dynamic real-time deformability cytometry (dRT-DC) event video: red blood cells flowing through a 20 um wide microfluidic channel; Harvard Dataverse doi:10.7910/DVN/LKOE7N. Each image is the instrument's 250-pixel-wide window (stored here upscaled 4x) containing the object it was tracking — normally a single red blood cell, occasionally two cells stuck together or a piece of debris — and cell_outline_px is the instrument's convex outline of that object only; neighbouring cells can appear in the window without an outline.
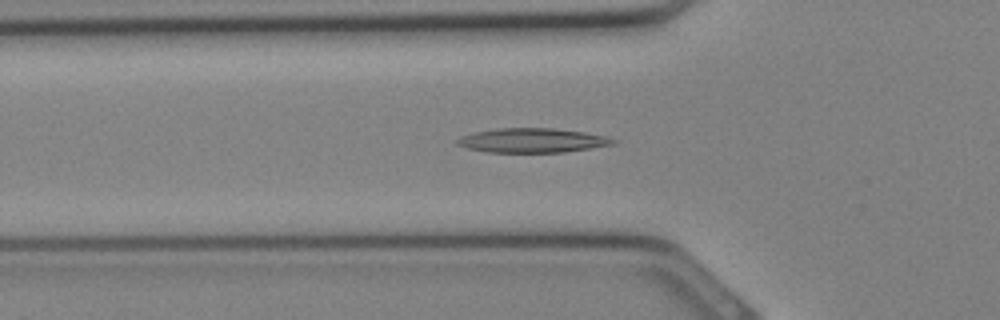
{"species": "Egyptian fruit bat (a non-hibernating species)", "species_latin": "Rousettus aegyptiacus", "temperature_condition": "cold", "stored_images_in_passage": 30, "camera_frame_rate_fps": 3000, "um_per_image_px": 0.085, "animal": {"sex": "female"}, "frame": {"image": 1, "passage_image": 9, "time_ms": 2.667, "image_size_px": [1000, 320], "cell_outline_px": [[616, 144], [592, 148], [564, 152], [488, 152], [468, 148], [456, 144], [456, 140], [460, 136], [472, 132], [500, 128], [552, 128], [584, 132], [608, 136], [616, 140]], "centroid_in_image_um": [45.26, 11.93], "position_along_channel_um": 80.5, "area_um2": 22.2}}
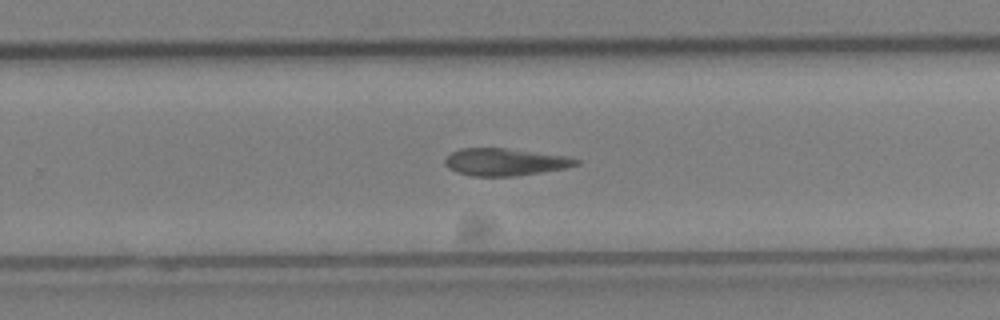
{"frame": {"image": 2, "passage_image": 19, "time_ms": 6.0, "image_size_px": [1000, 320], "cell_outline_px": [[580, 164], [564, 168], [516, 176], [476, 176], [456, 172], [448, 168], [444, 164], [444, 160], [452, 152], [460, 148], [508, 148], [568, 156], [580, 160]], "centroid_in_image_um": [42.93, 13.76], "position_along_channel_um": 286.9, "area_um2": 20.87}}
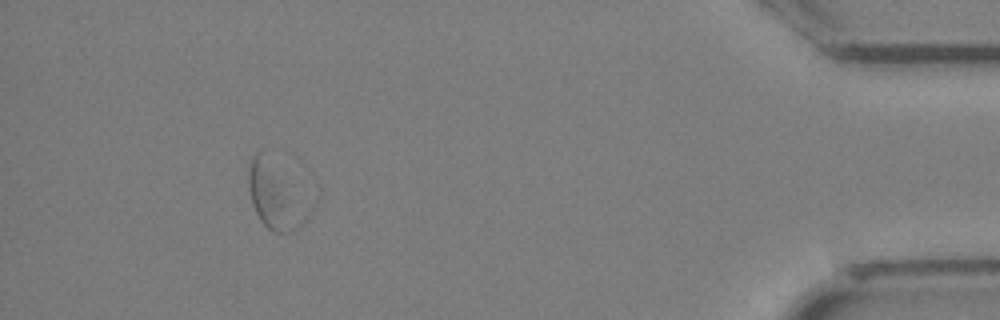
{"frame": {"image": 3, "passage_image": 28, "time_ms": 9.0, "image_size_px": [1000, 320], "cell_outline_px": [[304, 220], [296, 228], [288, 232], [276, 232], [268, 228], [260, 220], [252, 204], [248, 180], [248, 172], [252, 160], [256, 152], [260, 152], [280, 180]], "centroid_in_image_um": [23.08, 16.8], "position_along_channel_um": 412.1, "area_um2": 18.03}}